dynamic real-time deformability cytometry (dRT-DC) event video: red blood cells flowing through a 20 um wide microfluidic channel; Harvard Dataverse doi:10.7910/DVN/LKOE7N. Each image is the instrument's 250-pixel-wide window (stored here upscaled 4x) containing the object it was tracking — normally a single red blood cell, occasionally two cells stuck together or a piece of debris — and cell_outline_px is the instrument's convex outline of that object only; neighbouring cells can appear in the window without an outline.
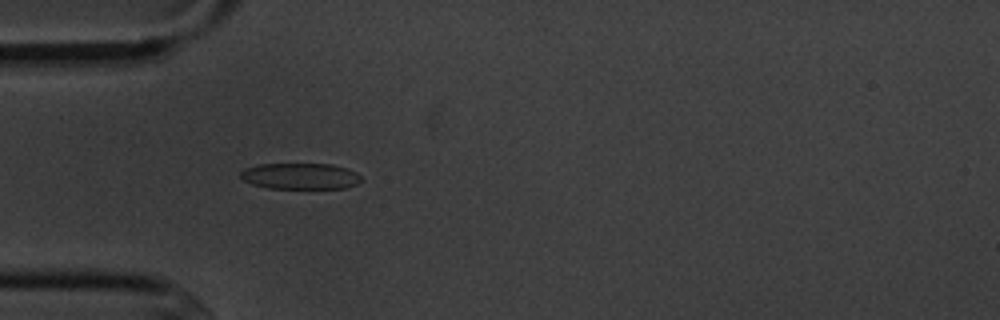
{"species": "common noctule bat (a hibernating species)", "species_latin": "Nyctalus noctula", "temperature_condition": "cold", "stored_images_in_passage": 4, "camera_frame_rate_fps": 3000, "um_per_image_px": 0.085, "animal": {"sex": "male", "body_mass_g": 20.1, "forearm_length_mm": 53.5}, "frame": {"image": 1, "passage_image": 4, "time_ms": 4.333, "image_size_px": [1000, 320], "cell_outline_px": [[364, 180], [348, 188], [268, 188], [252, 184], [244, 180], [240, 176], [240, 172], [244, 168], [260, 164], [332, 164], [348, 168], [356, 172]], "centroid_in_image_um": [25.56, 14.97], "position_along_channel_um": 59.4, "area_um2": 18.5}}